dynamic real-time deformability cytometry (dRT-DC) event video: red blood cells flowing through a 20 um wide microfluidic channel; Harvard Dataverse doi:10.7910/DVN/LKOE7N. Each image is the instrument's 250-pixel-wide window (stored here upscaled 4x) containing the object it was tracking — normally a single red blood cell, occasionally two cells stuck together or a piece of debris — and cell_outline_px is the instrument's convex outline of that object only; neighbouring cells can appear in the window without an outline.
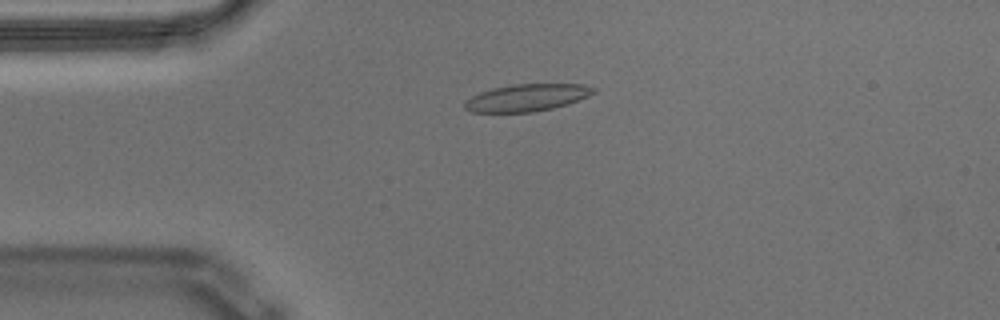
{"species": "Egyptian fruit bat (a non-hibernating species)", "species_latin": "Rousettus aegyptiacus", "temperature_condition": "warm", "stored_images_in_passage": 56, "camera_frame_rate_fps": 3000, "um_per_image_px": 0.085, "animal": {"sex": "male"}, "frame": {"image": 1, "passage_image": 13, "time_ms": 4.0, "image_size_px": [1000, 320], "cell_outline_px": [[596, 92], [588, 96], [568, 104], [552, 108], [532, 112], [472, 112], [464, 108], [464, 100], [480, 92], [492, 88], [516, 84], [584, 84], [596, 88]], "centroid_in_image_um": [44.78, 8.3], "position_along_channel_um": 40.2, "area_um2": 20.4}}
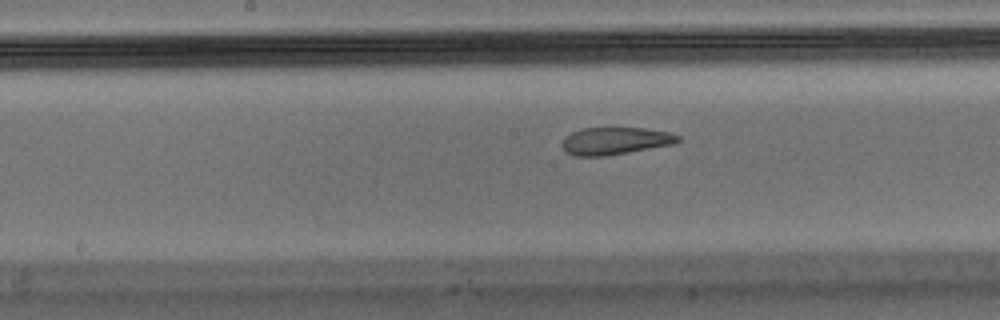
{"frame": {"image": 2, "passage_image": 28, "time_ms": 9.0, "image_size_px": [1000, 320], "cell_outline_px": [[680, 140], [672, 144], [608, 156], [572, 156], [564, 152], [560, 144], [564, 136], [580, 128], [644, 128], [668, 132], [680, 136]], "centroid_in_image_um": [52.2, 11.98], "position_along_channel_um": 196.0, "area_um2": 18.67}}
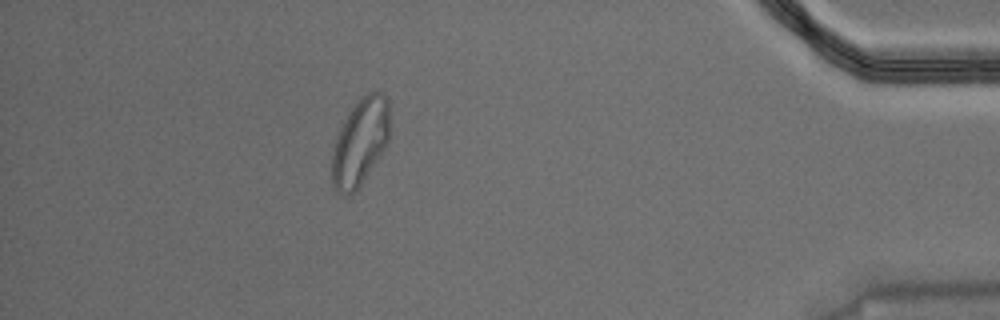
{"frame": {"image": 3, "passage_image": 50, "time_ms": 16.333, "image_size_px": [1000, 320], "cell_outline_px": [[388, 144], [356, 192], [352, 196], [348, 196], [340, 192], [332, 184], [332, 148], [336, 136], [348, 112], [368, 92], [380, 92], [388, 96]], "centroid_in_image_um": [30.6, 12.1], "position_along_channel_um": 404.6, "area_um2": 29.19}, "authors_computed_cell_mechanics": {"area_um2": 21.2704, "velocity_mm_per_s": 3.538, "shape_relaxation_time_tau1_ms": null, "shape_relaxation_time_tau2_ms": 1.0825, "deformation_change_tau1": null, "deformation_change_tau2": 0.064}}